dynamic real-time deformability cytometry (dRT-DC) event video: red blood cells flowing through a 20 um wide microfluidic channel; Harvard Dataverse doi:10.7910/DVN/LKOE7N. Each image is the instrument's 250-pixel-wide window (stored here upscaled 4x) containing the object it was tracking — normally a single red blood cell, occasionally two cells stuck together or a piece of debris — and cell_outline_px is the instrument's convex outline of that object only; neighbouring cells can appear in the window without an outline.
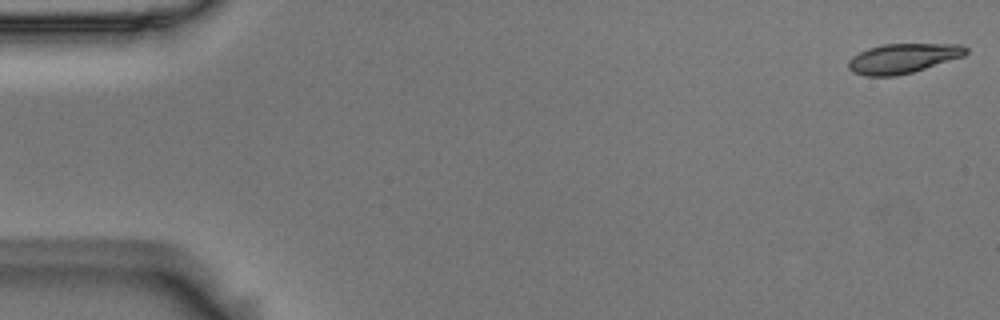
{"species": "Egyptian fruit bat (a non-hibernating species)", "species_latin": "Rousettus aegyptiacus", "temperature_condition": "room temperature", "stored_images_in_passage": 54, "camera_frame_rate_fps": 3000, "um_per_image_px": 0.085, "animal": {"sex": "male"}, "frame": {"image": 1, "passage_image": 1, "time_ms": 0.0, "image_size_px": [1000, 320], "cell_outline_px": [[968, 52], [964, 56], [912, 72], [896, 76], [864, 76], [852, 72], [848, 68], [848, 60], [852, 56], [868, 48], [884, 44], [960, 44], [968, 48]], "centroid_in_image_um": [76.73, 4.96], "position_along_channel_um": 8.3, "area_um2": 20.35}}
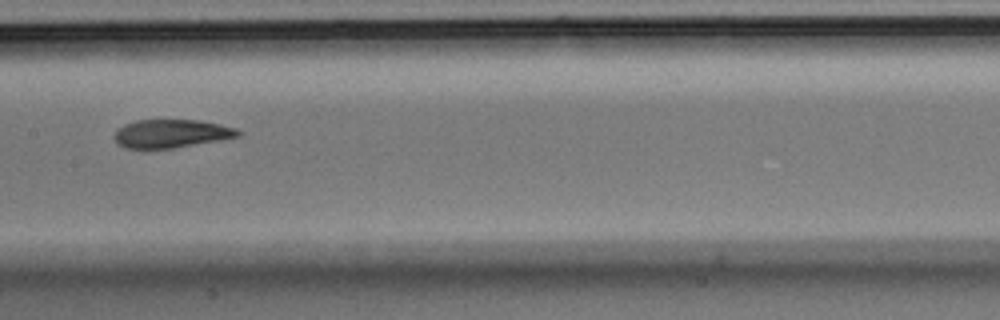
{"frame": {"image": 2, "passage_image": 27, "time_ms": 8.667, "image_size_px": [1000, 320], "cell_outline_px": [[240, 136], [172, 148], [124, 148], [116, 144], [112, 136], [124, 124], [136, 120], [196, 120], [220, 124], [236, 128], [240, 132]], "centroid_in_image_um": [14.51, 11.35], "position_along_channel_um": 192.9, "area_um2": 20.23}}
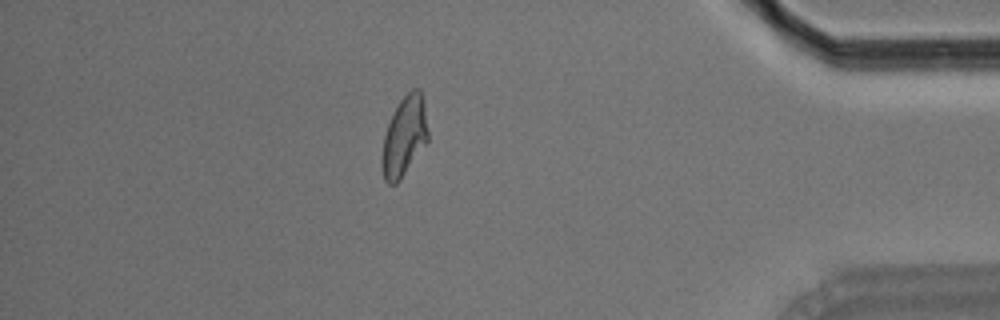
{"frame": {"image": 3, "passage_image": 47, "time_ms": 15.333, "image_size_px": [1000, 320], "cell_outline_px": [[428, 140], [400, 180], [396, 184], [388, 184], [384, 180], [380, 164], [380, 160], [384, 136], [388, 124], [400, 100], [412, 88], [420, 88], [424, 108], [428, 132]], "centroid_in_image_um": [34.34, 11.64], "position_along_channel_um": 400.9, "area_um2": 21.21}, "authors_computed_cell_mechanics": {"area_um2": 21.2993, "velocity_mm_per_s": 3.7006, "shape_relaxation_time_tau1_ms": 5.3908, "shape_relaxation_time_tau2_ms": 2.1008, "deformation_change_tau1": 0.1695, "deformation_change_tau2": 0.0729}}